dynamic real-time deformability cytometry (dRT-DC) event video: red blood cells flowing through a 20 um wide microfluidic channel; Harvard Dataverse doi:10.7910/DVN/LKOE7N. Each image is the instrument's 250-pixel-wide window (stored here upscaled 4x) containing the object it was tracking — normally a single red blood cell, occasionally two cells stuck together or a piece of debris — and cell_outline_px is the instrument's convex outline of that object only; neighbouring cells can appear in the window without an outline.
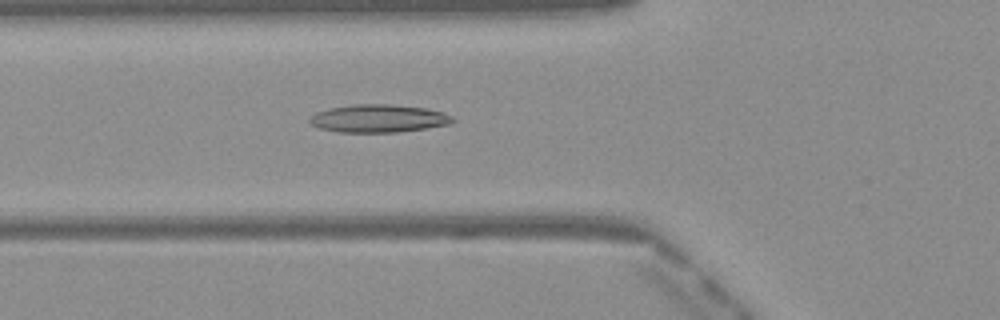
{"species": "Egyptian fruit bat (a non-hibernating species)", "species_latin": "Rousettus aegyptiacus", "temperature_condition": "warm", "stored_images_in_passage": 49, "camera_frame_rate_fps": 3000, "um_per_image_px": 0.085, "frame": {"image": 1, "passage_image": 18, "time_ms": 5.667, "image_size_px": [1000, 320], "cell_outline_px": [[456, 120], [452, 124], [396, 132], [340, 132], [320, 128], [312, 124], [308, 120], [316, 112], [328, 108], [352, 104], [388, 104], [424, 108], [444, 112], [452, 116]], "centroid_in_image_um": [32.19, 10.06], "position_along_channel_um": 93.6, "area_um2": 23.18}}
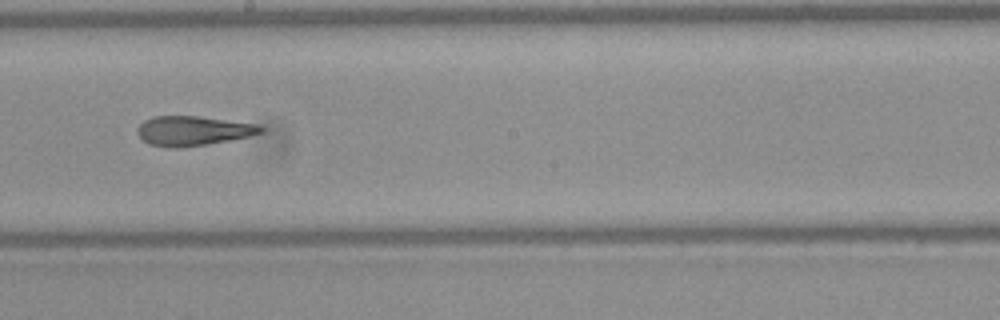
{"frame": {"image": 2, "passage_image": 28, "time_ms": 9.0, "image_size_px": [1000, 320], "cell_outline_px": [[264, 132], [248, 136], [208, 144], [180, 148], [172, 148], [148, 144], [136, 132], [136, 128], [144, 120], [156, 116], [196, 116], [256, 124], [264, 128]], "centroid_in_image_um": [16.37, 11.12], "position_along_channel_um": 231.8, "area_um2": 21.1}}
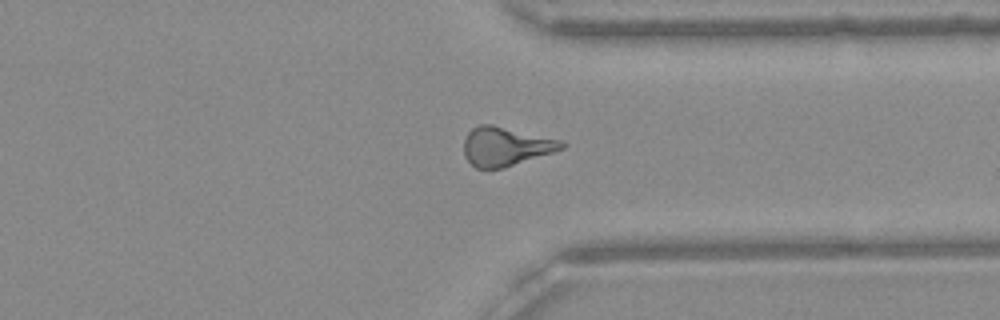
{"frame": {"image": 3, "passage_image": 38, "time_ms": 12.333, "image_size_px": [1000, 320], "cell_outline_px": [[568, 144], [564, 148], [504, 168], [476, 168], [464, 156], [464, 140], [468, 132], [472, 128], [480, 124], [492, 124], [560, 140]], "centroid_in_image_um": [42.96, 12.44], "position_along_channel_um": 368.4, "area_um2": 21.96}, "authors_computed_cell_mechanics": {"area_um2": 21.7906, "velocity_mm_per_s": 4.123, "shape_relaxation_time_tau1_ms": null, "shape_relaxation_time_tau2_ms": 2.7387, "deformation_change_tau1": null, "deformation_change_tau2": 0.1358}}